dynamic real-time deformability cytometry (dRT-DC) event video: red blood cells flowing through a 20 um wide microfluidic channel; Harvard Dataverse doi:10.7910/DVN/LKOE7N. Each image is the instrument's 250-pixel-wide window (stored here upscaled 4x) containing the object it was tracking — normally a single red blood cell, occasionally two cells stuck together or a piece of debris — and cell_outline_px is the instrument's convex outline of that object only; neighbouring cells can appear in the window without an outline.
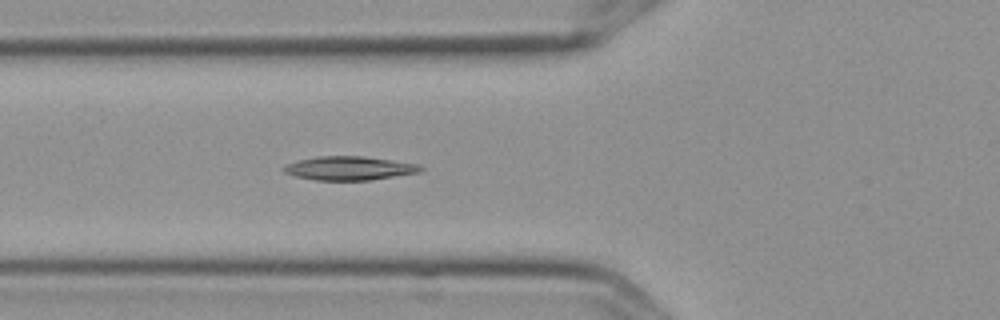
{"species": "Egyptian fruit bat (a non-hibernating species)", "species_latin": "Rousettus aegyptiacus", "temperature_condition": "cold", "stored_images_in_passage": 6, "camera_frame_rate_fps": 3000, "um_per_image_px": 0.085, "frame": {"image": 1, "passage_image": 6, "time_ms": 1.667, "image_size_px": [1000, 320], "cell_outline_px": [[424, 168], [420, 172], [368, 180], [316, 180], [296, 176], [284, 172], [280, 168], [296, 160], [316, 156], [364, 156], [420, 164]], "centroid_in_image_um": [29.67, 14.29], "position_along_channel_um": 96.1, "area_um2": 18.96}}